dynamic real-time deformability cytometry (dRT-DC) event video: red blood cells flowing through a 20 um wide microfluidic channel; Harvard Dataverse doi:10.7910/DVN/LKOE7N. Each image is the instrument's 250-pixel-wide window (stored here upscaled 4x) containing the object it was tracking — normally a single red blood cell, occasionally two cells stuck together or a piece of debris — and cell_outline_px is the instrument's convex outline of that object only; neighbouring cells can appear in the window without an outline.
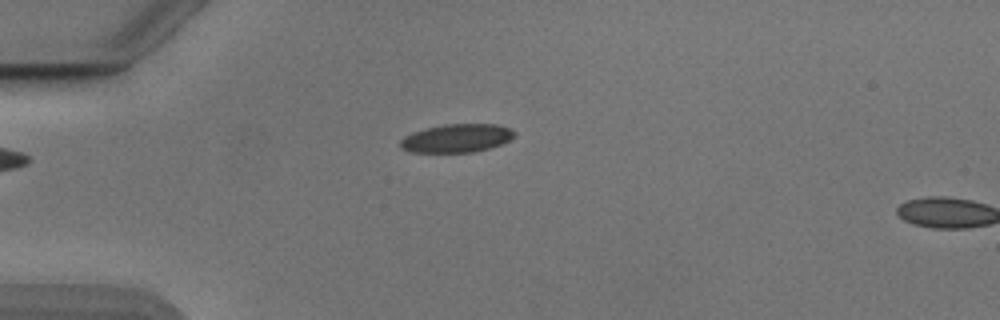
{"species": "Egyptian fruit bat (a non-hibernating species)", "species_latin": "Rousettus aegyptiacus", "temperature_condition": "cold", "stored_images_in_passage": 36, "camera_frame_rate_fps": 3000, "um_per_image_px": 0.085, "animal": {"sex": "male"}, "frame": {"image": 1, "passage_image": 1, "time_ms": 0.0, "image_size_px": [1000, 320], "cell_outline_px": [[516, 136], [500, 144], [488, 148], [472, 152], [408, 152], [400, 148], [400, 140], [404, 136], [412, 132], [424, 128], [444, 124], [496, 124], [512, 128], [516, 132]], "centroid_in_image_um": [38.8, 11.74], "position_along_channel_um": 46.2, "area_um2": 19.02}}
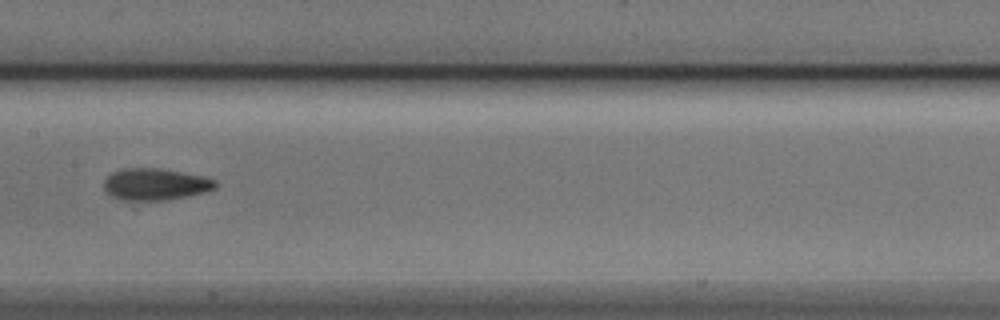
{"frame": {"image": 2, "passage_image": 14, "time_ms": 4.333, "image_size_px": [1000, 320], "cell_outline_px": [[216, 188], [204, 192], [168, 200], [120, 200], [112, 196], [104, 188], [104, 180], [112, 172], [124, 168], [156, 168], [204, 176], [216, 180]], "centroid_in_image_um": [13.19, 15.66], "position_along_channel_um": 194.2, "area_um2": 20.52}}
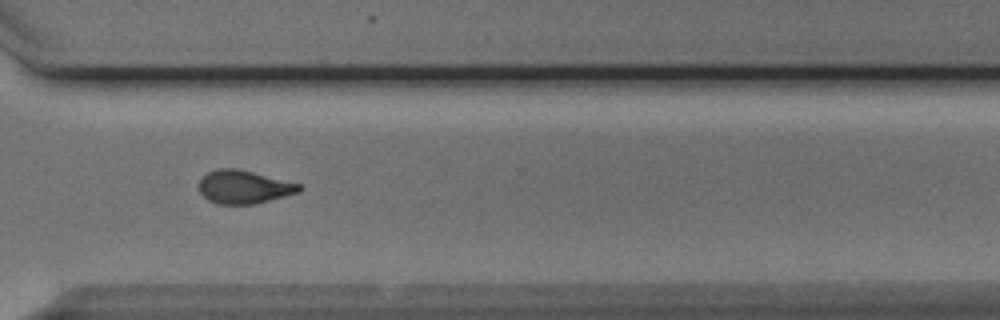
{"frame": {"image": 3, "passage_image": 26, "time_ms": 8.333, "image_size_px": [1000, 320], "cell_outline_px": [[304, 188], [300, 192], [256, 204], [216, 204], [208, 200], [200, 192], [200, 180], [208, 172], [216, 168], [236, 168], [300, 184]], "centroid_in_image_um": [20.74, 15.9], "position_along_channel_um": 349.9, "area_um2": 19.36}, "authors_computed_cell_mechanics": {"area_um2": 20.0566, "velocity_mm_per_s": 3.908, "shape_relaxation_time_tau1_ms": 5.7216, "shape_relaxation_time_tau2_ms": 2.7833, "deformation_change_tau1": 0.1594, "deformation_change_tau2": 0.0919}}